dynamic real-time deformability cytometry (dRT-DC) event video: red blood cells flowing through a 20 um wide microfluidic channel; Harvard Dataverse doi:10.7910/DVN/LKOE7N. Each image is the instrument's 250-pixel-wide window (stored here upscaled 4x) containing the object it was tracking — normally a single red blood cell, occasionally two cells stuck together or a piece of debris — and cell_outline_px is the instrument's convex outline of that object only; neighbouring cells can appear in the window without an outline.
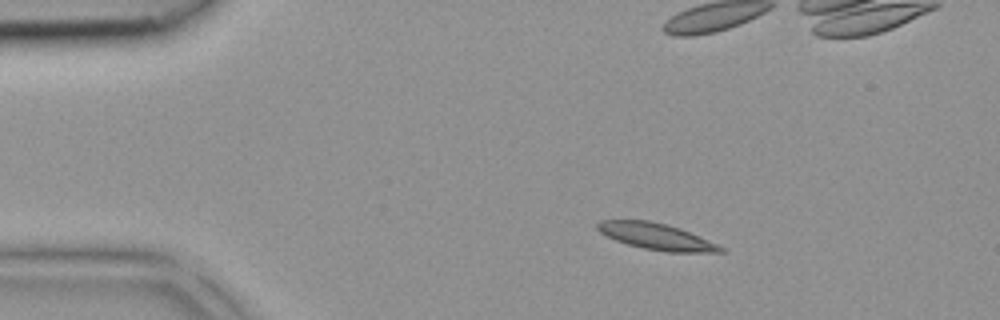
{"species": "common noctule bat (a hibernating species)", "species_latin": "Nyctalus noctula", "temperature_condition": "room temperature", "stored_images_in_passage": 37, "camera_frame_rate_fps": 3000, "um_per_image_px": 0.085, "animal": {"sex": "female", "body_mass_g": 18.4}, "frame": {"image": 1, "passage_image": 1, "time_ms": 0.0, "image_size_px": [1000, 320], "cell_outline_px": [[724, 252], [668, 252], [644, 248], [628, 244], [616, 240], [600, 232], [596, 228], [596, 224], [600, 220], [648, 220], [668, 224], [680, 228], [720, 244], [724, 248]], "centroid_in_image_um": [55.83, 20.09], "position_along_channel_um": 29.2, "area_um2": 18.96}}